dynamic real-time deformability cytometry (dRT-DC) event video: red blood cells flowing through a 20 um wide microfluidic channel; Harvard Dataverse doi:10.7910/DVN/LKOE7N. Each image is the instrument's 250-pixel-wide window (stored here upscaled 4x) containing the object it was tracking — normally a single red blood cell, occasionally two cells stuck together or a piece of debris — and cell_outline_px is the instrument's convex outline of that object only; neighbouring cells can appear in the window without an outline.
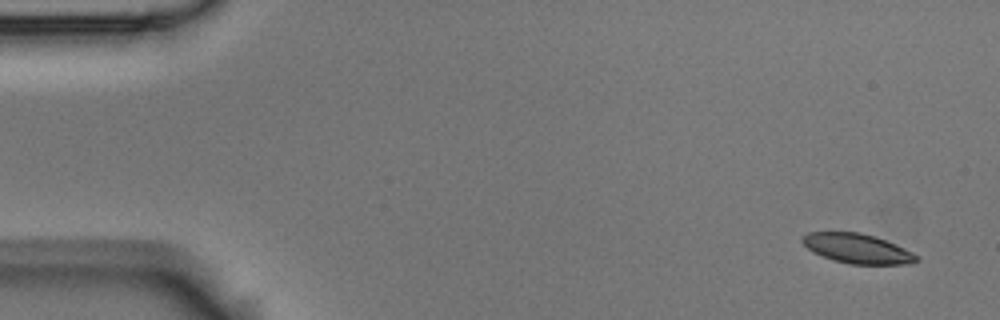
{"species": "Egyptian fruit bat (a non-hibernating species)", "species_latin": "Rousettus aegyptiacus", "temperature_condition": "room temperature", "stored_images_in_passage": 5, "camera_frame_rate_fps": 3000, "um_per_image_px": 0.085, "animal": {"sex": "male"}, "frame": {"image": 1, "passage_image": 1, "time_ms": 0.0, "image_size_px": [1000, 320], "cell_outline_px": [[920, 260], [916, 264], [848, 264], [832, 260], [812, 252], [800, 240], [800, 236], [808, 232], [860, 232], [876, 236], [896, 244], [920, 256]], "centroid_in_image_um": [72.89, 21.13], "position_along_channel_um": 12.1, "area_um2": 20.11}}
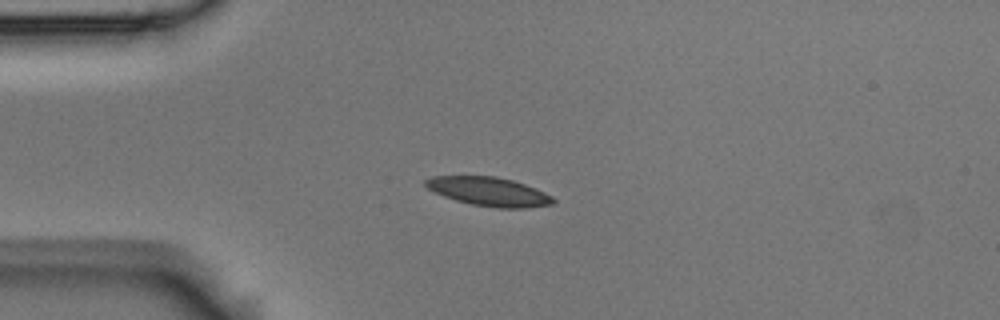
{"frame": {"image": 2, "passage_image": 4, "time_ms": 1.0, "image_size_px": [1000, 320], "cell_outline_px": [[556, 200], [552, 204], [528, 208], [496, 208], [472, 204], [456, 200], [444, 196], [428, 188], [424, 184], [424, 180], [432, 176], [496, 176], [512, 180], [536, 188], [552, 196]], "centroid_in_image_um": [41.57, 16.28], "position_along_channel_um": 43.4, "area_um2": 21.39}}